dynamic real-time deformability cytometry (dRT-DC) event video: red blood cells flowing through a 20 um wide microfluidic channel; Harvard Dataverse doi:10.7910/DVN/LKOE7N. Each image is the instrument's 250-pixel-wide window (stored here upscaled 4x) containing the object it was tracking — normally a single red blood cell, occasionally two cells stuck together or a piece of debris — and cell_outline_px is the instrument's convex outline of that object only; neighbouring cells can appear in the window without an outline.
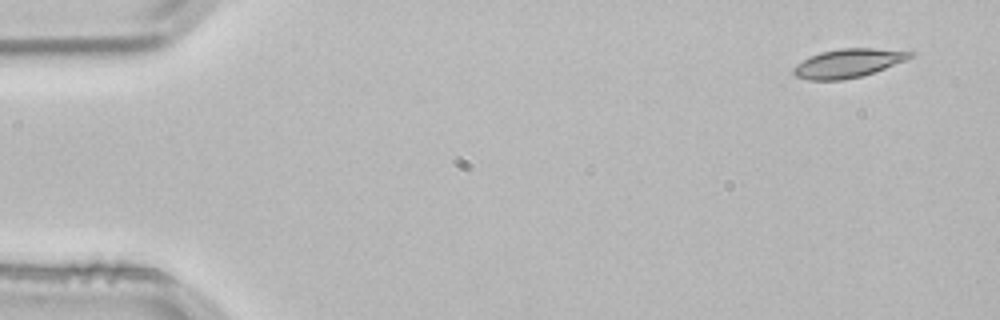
{"species": "common noctule bat (a hibernating species)", "species_latin": "Nyctalus noctula", "temperature_condition": "room temperature", "stored_images_in_passage": 4, "segment_of_instrument_passage": [1, 2], "camera_frame_rate_fps": 3000, "um_per_image_px": 0.085, "animal": {"sex": "male", "body_mass_g": 21.5, "forearm_length_mm": 52.0}, "frame": {"image": 1, "passage_image": 1, "time_ms": 0.0, "image_size_px": [1000, 320], "cell_outline_px": [[916, 56], [884, 68], [860, 76], [844, 80], [808, 80], [796, 76], [792, 72], [792, 68], [796, 64], [808, 56], [820, 52], [840, 48], [872, 48], [916, 52]], "centroid_in_image_um": [72.06, 5.36], "position_along_channel_um": 12.9, "area_um2": 19.54}}
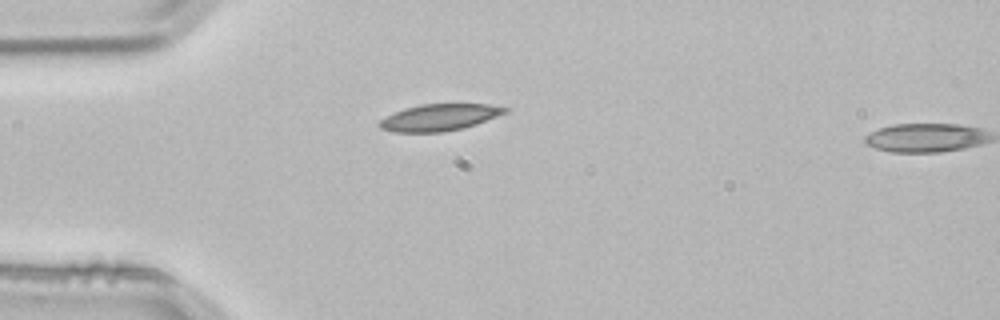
{"frame": {"image": 2, "passage_image": 3, "time_ms": 0.667, "image_size_px": [1000, 320], "cell_outline_px": [[508, 112], [476, 124], [464, 128], [440, 132], [396, 132], [380, 128], [376, 124], [384, 116], [404, 108], [420, 104], [488, 104], [508, 108]], "centroid_in_image_um": [37.31, 9.97], "position_along_channel_um": 47.7, "area_um2": 19.59}}